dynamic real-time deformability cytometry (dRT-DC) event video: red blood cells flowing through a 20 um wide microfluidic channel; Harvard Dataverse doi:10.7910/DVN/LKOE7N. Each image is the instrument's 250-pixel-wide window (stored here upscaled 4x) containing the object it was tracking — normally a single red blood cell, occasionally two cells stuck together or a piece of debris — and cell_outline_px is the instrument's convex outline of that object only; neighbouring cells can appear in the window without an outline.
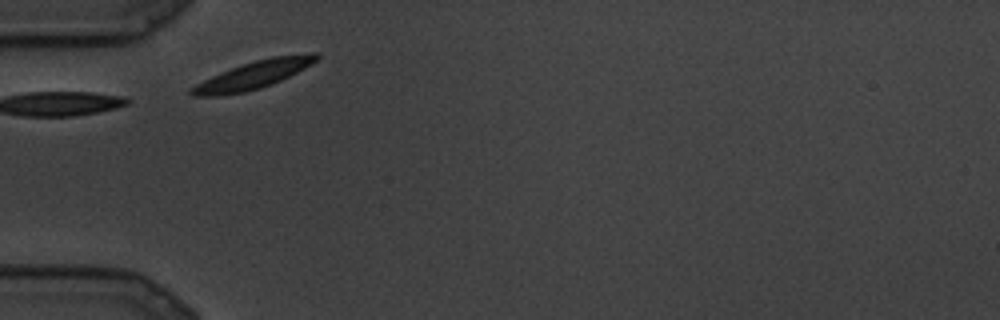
{"species": "common noctule bat (a hibernating species)", "species_latin": "Nyctalus noctula", "temperature_condition": "cold", "stored_images_in_passage": 3, "camera_frame_rate_fps": 3000, "um_per_image_px": 0.085, "animal": {"sex": "male", "body_mass_g": 19.5, "forearm_length_mm": 54.6}, "frame": {"image": 1, "passage_image": 2, "time_ms": 0.333, "image_size_px": [1000, 320], "cell_outline_px": [[320, 56], [312, 64], [272, 84], [260, 88], [244, 92], [212, 96], [192, 96], [188, 92], [188, 88], [212, 76], [232, 68], [256, 60], [272, 56], [312, 52], [316, 52]], "centroid_in_image_um": [21.54, 6.36], "position_along_channel_um": 63.5, "area_um2": 19.94}}